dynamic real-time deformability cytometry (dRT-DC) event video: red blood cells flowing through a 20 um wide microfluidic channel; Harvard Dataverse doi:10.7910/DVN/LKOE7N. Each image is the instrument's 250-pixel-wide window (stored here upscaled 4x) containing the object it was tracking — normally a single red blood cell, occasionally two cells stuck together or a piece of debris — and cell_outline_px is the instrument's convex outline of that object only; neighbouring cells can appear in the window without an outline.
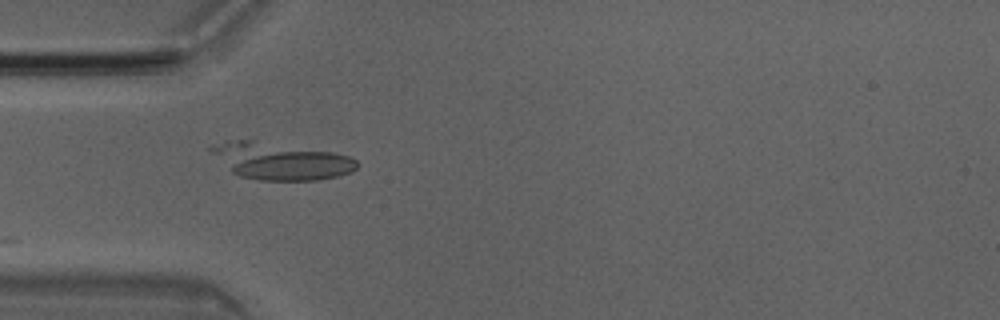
{"species": "Egyptian fruit bat (a non-hibernating species)", "species_latin": "Rousettus aegyptiacus", "temperature_condition": "room temperature", "stored_images_in_passage": 15, "camera_frame_rate_fps": 3000, "um_per_image_px": 0.085, "animal": {"sex": "male"}, "frame": {"image": 1, "passage_image": 1, "time_ms": 0.0, "image_size_px": [1000, 320], "cell_outline_px": [[360, 164], [352, 172], [336, 176], [316, 180], [260, 180], [240, 176], [232, 172], [208, 148], [212, 144], [224, 140], [252, 140], [332, 152], [348, 156], [356, 160]], "centroid_in_image_um": [23.85, 13.69], "position_along_channel_um": 61.2, "area_um2": 31.04}}
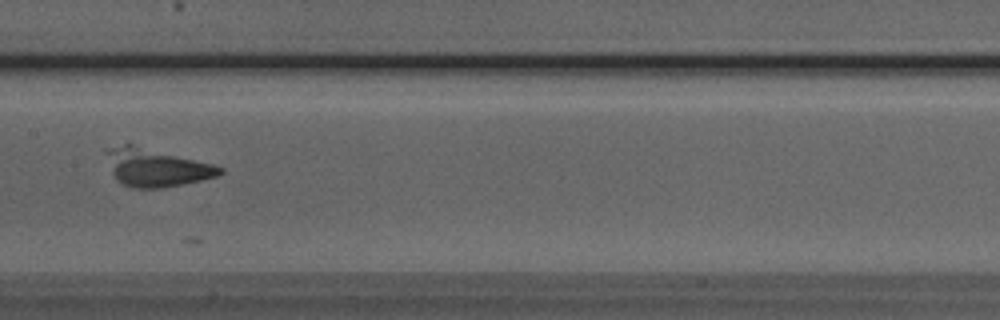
{"frame": {"image": 2, "passage_image": 11, "time_ms": 3.333, "image_size_px": [1000, 320], "cell_outline_px": [[224, 172], [216, 176], [200, 180], [164, 188], [132, 188], [120, 184], [116, 180], [112, 172], [104, 152], [108, 148], [124, 144], [132, 144], [212, 164], [224, 168]], "centroid_in_image_um": [13.22, 14.25], "position_along_channel_um": 194.2, "area_um2": 24.85}}
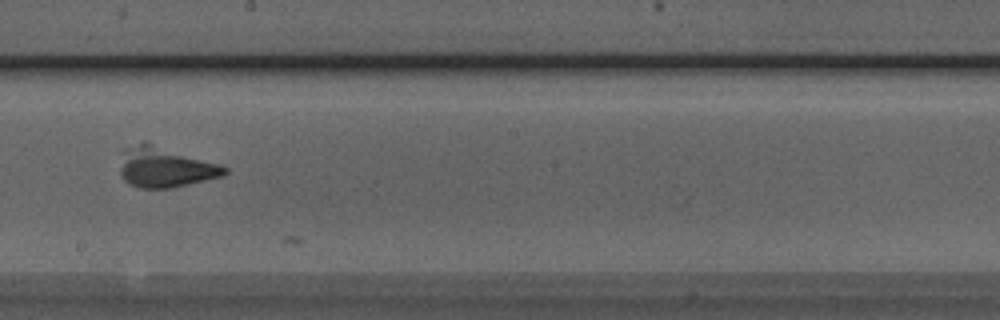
{"frame": {"image": 3, "passage_image": 14, "time_ms": 4.333, "image_size_px": [1000, 320], "cell_outline_px": [[228, 172], [224, 176], [172, 188], [140, 188], [128, 184], [120, 176], [120, 148], [144, 140], [220, 164], [228, 168]], "centroid_in_image_um": [13.97, 14.18], "position_along_channel_um": 234.2, "area_um2": 25.37}}